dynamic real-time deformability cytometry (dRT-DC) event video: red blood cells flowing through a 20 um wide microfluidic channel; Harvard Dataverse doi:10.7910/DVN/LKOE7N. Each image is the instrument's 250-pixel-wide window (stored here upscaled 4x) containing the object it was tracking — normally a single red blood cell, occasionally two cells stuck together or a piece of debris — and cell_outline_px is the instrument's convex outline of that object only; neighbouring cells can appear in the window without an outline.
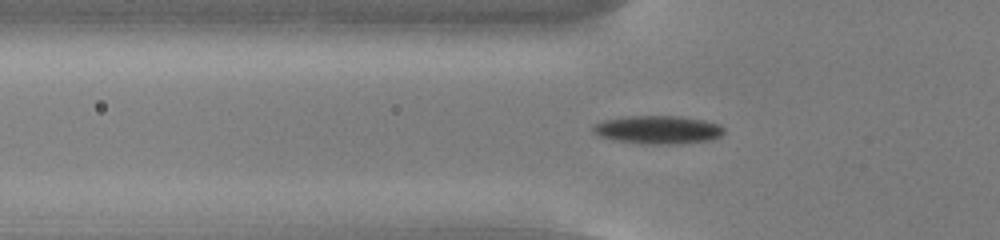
{"species": "common noctule bat (a hibernating species)", "species_latin": "Nyctalus noctula", "temperature_condition": "cold", "stored_images_in_passage": 55, "camera_frame_rate_fps": 3000, "um_per_image_px": 0.085, "animal": {"sex": "male", "body_mass_g": 13.0, "forearm_length_mm": 53.1}, "frame": {"image": 1, "passage_image": 19, "time_ms": 6.0, "image_size_px": [1000, 240], "cell_outline_px": [[724, 132], [720, 136], [712, 140], [672, 144], [644, 144], [612, 140], [600, 136], [592, 132], [592, 124], [604, 120], [628, 116], [680, 116], [704, 120], [720, 124], [724, 128]], "centroid_in_image_um": [55.91, 11.03], "position_along_channel_um": 69.9, "area_um2": 21.73}}
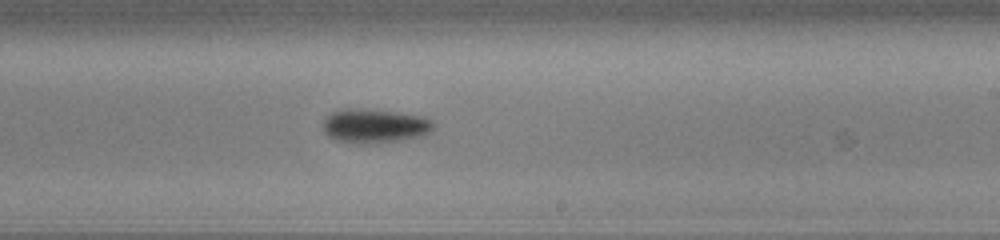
{"frame": {"image": 2, "passage_image": 34, "time_ms": 11.0, "image_size_px": [1000, 240], "cell_outline_px": [[436, 128], [420, 136], [400, 140], [372, 144], [360, 144], [336, 140], [328, 136], [324, 132], [324, 116], [340, 108], [360, 108], [400, 112], [424, 116], [432, 120], [436, 124]], "centroid_in_image_um": [31.85, 10.69], "position_along_channel_um": 257.2, "area_um2": 22.43}}
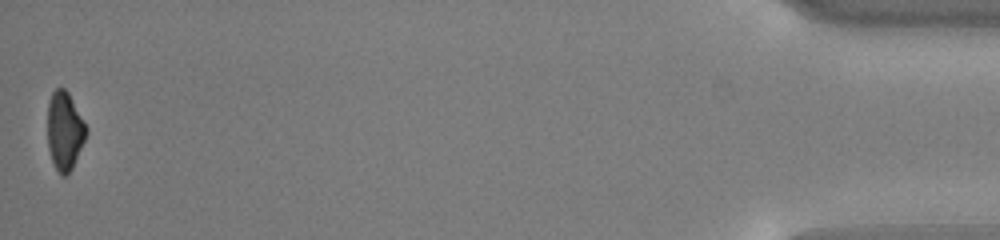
{"frame": {"image": 3, "passage_image": 55, "time_ms": 18.0, "image_size_px": [1000, 240], "cell_outline_px": [[88, 132], [72, 168], [64, 176], [56, 168], [52, 160], [48, 148], [48, 100], [52, 92], [56, 88], [64, 88], [68, 92], [88, 128]], "centroid_in_image_um": [5.49, 11.08], "position_along_channel_um": 429.7, "area_um2": 17.46}, "authors_computed_cell_mechanics": {"area_um2": 19.7676, "velocity_mm_per_s": 3.7671, "shape_relaxation_time_tau1_ms": 2.6978, "shape_relaxation_time_tau2_ms": null, "deformation_change_tau1": 0.1115, "deformation_change_tau2": null}}